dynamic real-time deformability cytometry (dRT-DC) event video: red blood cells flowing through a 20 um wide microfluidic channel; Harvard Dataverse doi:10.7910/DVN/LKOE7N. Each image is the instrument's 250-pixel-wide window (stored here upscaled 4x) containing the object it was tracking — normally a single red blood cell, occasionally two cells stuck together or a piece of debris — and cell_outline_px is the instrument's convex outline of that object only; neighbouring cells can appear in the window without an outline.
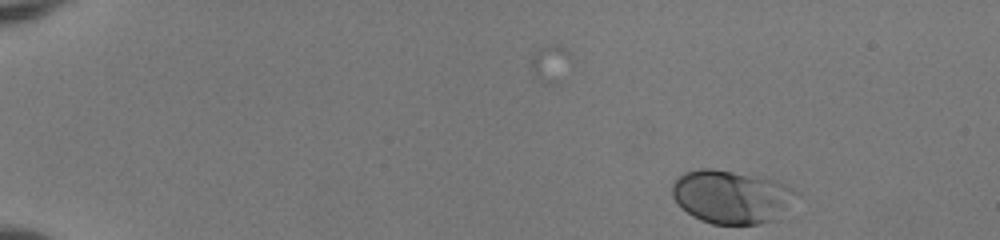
{"species": "human", "species_latin": "Homo sapiens", "temperature_condition": "room temperature", "stored_images_in_passage": 7, "camera_frame_rate_fps": 3000, "um_per_image_px": 0.085, "donor": {"sex": "female"}, "frame": {"image": 1, "passage_image": 7, "time_ms": 2.0, "image_size_px": [1000, 240], "cell_outline_px": [[796, 192], [776, 220], [760, 224], [712, 224], [700, 220], [692, 216], [672, 196], [672, 184], [684, 172], [700, 168], [712, 168], [764, 176], [776, 180], [784, 184]], "centroid_in_image_um": [62.13, 16.71], "position_along_channel_um": 22.9, "area_um2": 38.21}}